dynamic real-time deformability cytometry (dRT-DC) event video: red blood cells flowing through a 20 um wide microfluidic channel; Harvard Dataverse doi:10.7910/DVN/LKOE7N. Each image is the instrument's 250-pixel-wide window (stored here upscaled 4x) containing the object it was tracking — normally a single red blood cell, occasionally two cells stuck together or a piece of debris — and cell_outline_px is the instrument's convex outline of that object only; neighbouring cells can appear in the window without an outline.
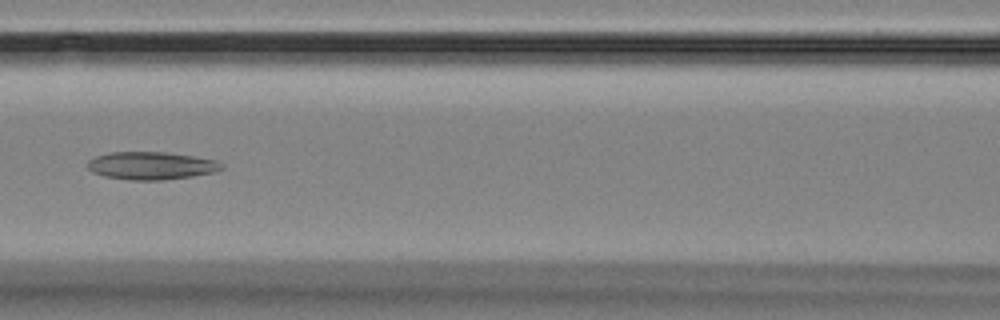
{"species": "Egyptian fruit bat (a non-hibernating species)", "species_latin": "Rousettus aegyptiacus", "temperature_condition": "room temperature", "stored_images_in_passage": 5, "camera_frame_rate_fps": 3000, "um_per_image_px": 0.085, "animal": {"sex": "female"}, "frame": {"image": 1, "passage_image": 5, "time_ms": 4.667, "image_size_px": [1000, 320], "cell_outline_px": [[224, 168], [212, 172], [192, 176], [164, 180], [132, 180], [104, 176], [92, 172], [88, 168], [88, 160], [96, 156], [112, 152], [164, 152], [192, 156], [216, 160], [224, 164]], "centroid_in_image_um": [12.85, 14.08], "position_along_channel_um": 153.7, "area_um2": 21.56}}